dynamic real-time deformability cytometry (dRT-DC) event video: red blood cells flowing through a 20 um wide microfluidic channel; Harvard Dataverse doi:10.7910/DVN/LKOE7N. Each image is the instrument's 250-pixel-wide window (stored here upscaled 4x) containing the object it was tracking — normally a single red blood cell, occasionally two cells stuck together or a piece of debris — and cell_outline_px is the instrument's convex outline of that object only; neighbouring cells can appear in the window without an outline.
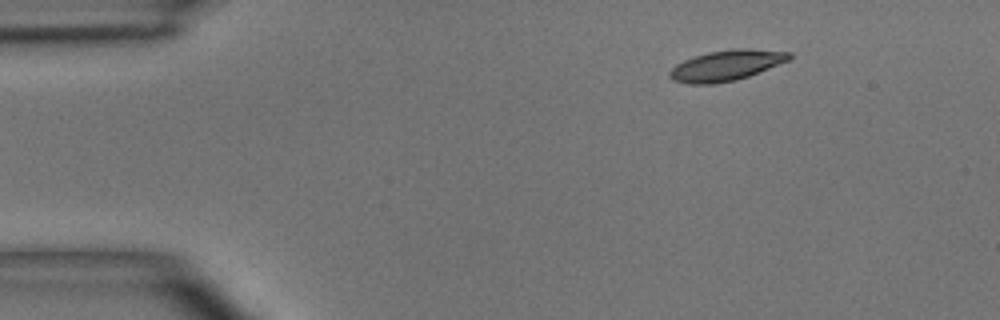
{"species": "common noctule bat (a hibernating species)", "species_latin": "Nyctalus noctula", "temperature_condition": "room temperature", "stored_images_in_passage": 5, "camera_frame_rate_fps": 3000, "um_per_image_px": 0.085, "animal": {"sex": "male", "body_mass_g": 15.6}, "frame": {"image": 1, "passage_image": 5, "time_ms": 4.667, "image_size_px": [1000, 320], "cell_outline_px": [[792, 56], [788, 60], [748, 76], [736, 80], [712, 84], [688, 84], [672, 80], [668, 76], [668, 72], [676, 64], [684, 60], [708, 52], [732, 48], [748, 48], [792, 52]], "centroid_in_image_um": [61.7, 5.56], "position_along_channel_um": 23.3, "area_um2": 21.27}}